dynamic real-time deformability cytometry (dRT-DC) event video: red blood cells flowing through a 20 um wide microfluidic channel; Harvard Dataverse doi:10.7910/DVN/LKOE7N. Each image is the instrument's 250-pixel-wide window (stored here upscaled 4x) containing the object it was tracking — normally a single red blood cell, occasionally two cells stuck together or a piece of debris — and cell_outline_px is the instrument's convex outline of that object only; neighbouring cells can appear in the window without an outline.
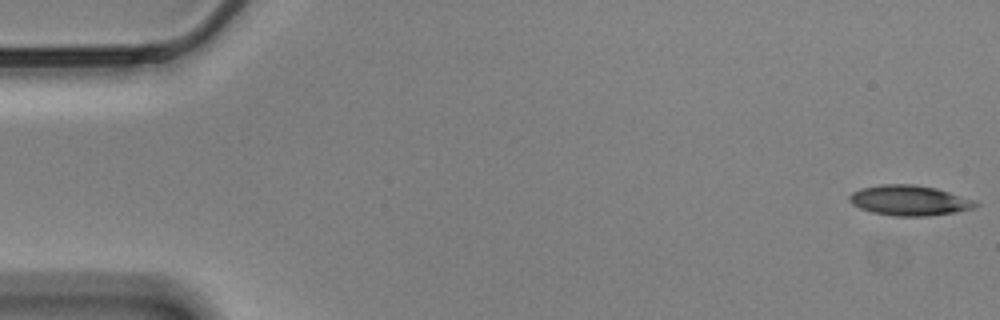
{"species": "Egyptian fruit bat (a non-hibernating species)", "species_latin": "Rousettus aegyptiacus", "temperature_condition": "cold", "stored_images_in_passage": 58, "camera_frame_rate_fps": 3000, "um_per_image_px": 0.085, "animal": {"sex": "male"}, "frame": {"image": 1, "passage_image": 1, "time_ms": 0.0, "image_size_px": [1000, 320], "cell_outline_px": [[980, 204], [972, 208], [956, 212], [924, 216], [892, 216], [872, 212], [860, 208], [852, 204], [848, 200], [848, 196], [852, 192], [860, 188], [880, 184], [912, 184], [936, 188], [976, 200]], "centroid_in_image_um": [77.27, 17.03], "position_along_channel_um": 7.7, "area_um2": 22.31}}
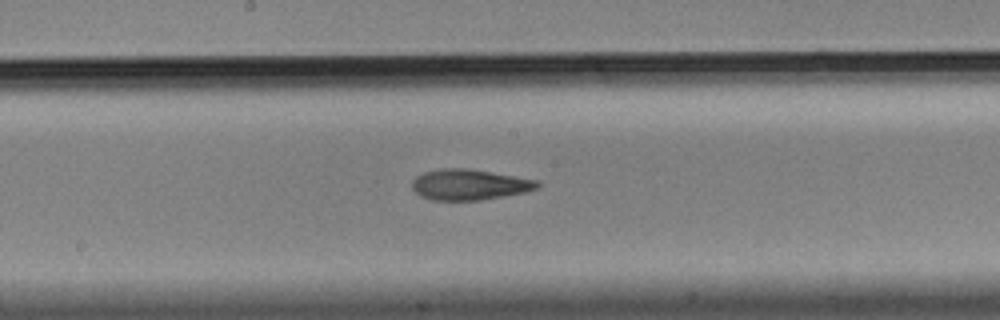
{"frame": {"image": 2, "passage_image": 30, "time_ms": 9.667, "image_size_px": [1000, 320], "cell_outline_px": [[540, 188], [524, 192], [504, 196], [480, 200], [432, 200], [420, 196], [412, 188], [412, 180], [416, 176], [424, 172], [440, 168], [468, 168], [540, 180]], "centroid_in_image_um": [39.91, 15.68], "position_along_channel_um": 208.3, "area_um2": 22.6}}
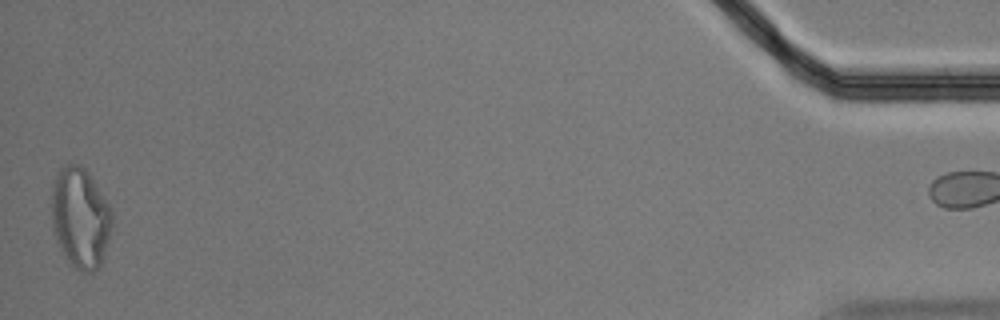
{"frame": {"image": 3, "passage_image": 57, "time_ms": 18.667, "image_size_px": [1000, 320], "cell_outline_px": [[112, 228], [104, 256], [100, 264], [92, 272], [80, 272], [68, 260], [56, 240], [52, 224], [52, 184], [56, 172], [64, 164], [80, 164], [92, 176], [108, 204], [112, 212]], "centroid_in_image_um": [6.83, 18.47], "position_along_channel_um": 428.4, "area_um2": 35.49}}